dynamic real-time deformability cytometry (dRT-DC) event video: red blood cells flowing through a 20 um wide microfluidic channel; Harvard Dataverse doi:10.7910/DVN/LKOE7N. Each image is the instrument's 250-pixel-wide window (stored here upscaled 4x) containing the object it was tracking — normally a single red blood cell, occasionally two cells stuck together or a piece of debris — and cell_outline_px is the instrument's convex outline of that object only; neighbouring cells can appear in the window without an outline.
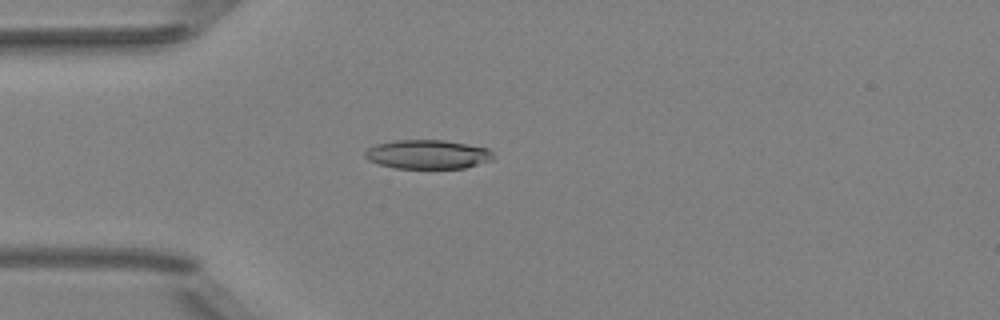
{"species": "Egyptian fruit bat (a non-hibernating species)", "species_latin": "Rousettus aegyptiacus", "temperature_condition": "room temperature", "stored_images_in_passage": 23, "camera_frame_rate_fps": 3000, "um_per_image_px": 0.085, "animal": {"sex": "female"}, "frame": {"image": 1, "passage_image": 15, "time_ms": 4.667, "image_size_px": [1000, 320], "cell_outline_px": [[492, 160], [464, 168], [396, 168], [380, 164], [368, 160], [364, 156], [364, 152], [368, 148], [376, 144], [392, 140], [444, 140], [488, 148], [492, 152]], "centroid_in_image_um": [36.32, 13.11], "position_along_channel_um": 48.7, "area_um2": 21.62}}
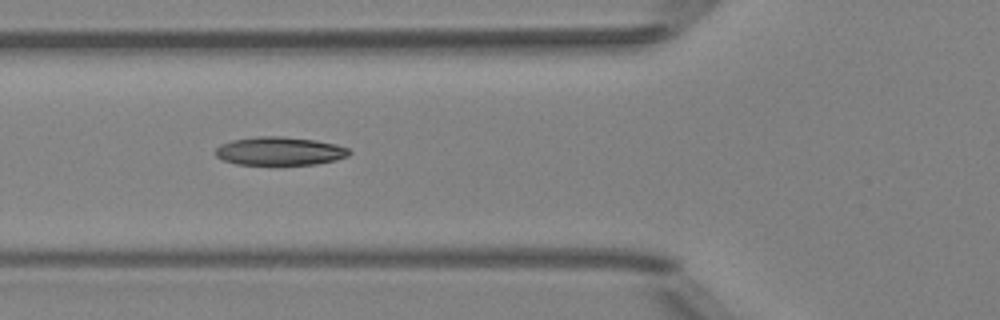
{"frame": {"image": 2, "passage_image": 20, "time_ms": 6.333, "image_size_px": [1000, 320], "cell_outline_px": [[352, 152], [348, 156], [336, 160], [316, 164], [236, 164], [224, 160], [216, 156], [212, 152], [220, 144], [232, 140], [256, 136], [280, 136], [316, 140], [336, 144], [348, 148]], "centroid_in_image_um": [23.76, 12.83], "position_along_channel_um": 102.0, "area_um2": 22.2}}
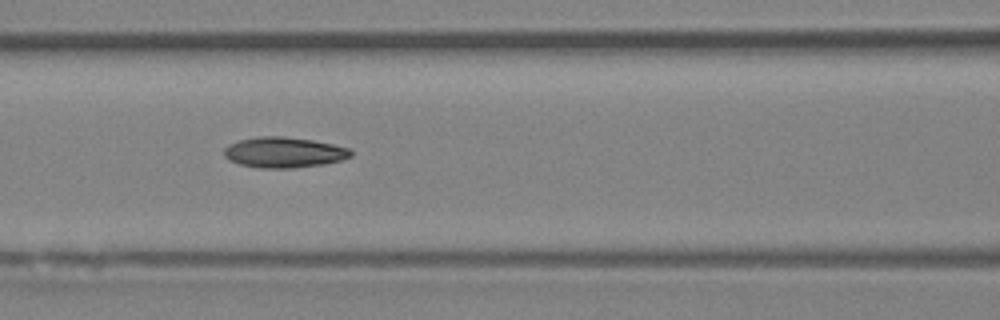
{"frame": {"image": 3, "passage_image": 23, "time_ms": 7.333, "image_size_px": [1000, 320], "cell_outline_px": [[352, 156], [340, 160], [324, 164], [292, 168], [260, 168], [240, 164], [228, 160], [224, 156], [224, 148], [228, 144], [240, 140], [256, 136], [284, 136], [312, 140], [332, 144], [348, 148], [352, 152]], "centroid_in_image_um": [24.1, 12.95], "position_along_channel_um": 142.5, "area_um2": 22.6}}